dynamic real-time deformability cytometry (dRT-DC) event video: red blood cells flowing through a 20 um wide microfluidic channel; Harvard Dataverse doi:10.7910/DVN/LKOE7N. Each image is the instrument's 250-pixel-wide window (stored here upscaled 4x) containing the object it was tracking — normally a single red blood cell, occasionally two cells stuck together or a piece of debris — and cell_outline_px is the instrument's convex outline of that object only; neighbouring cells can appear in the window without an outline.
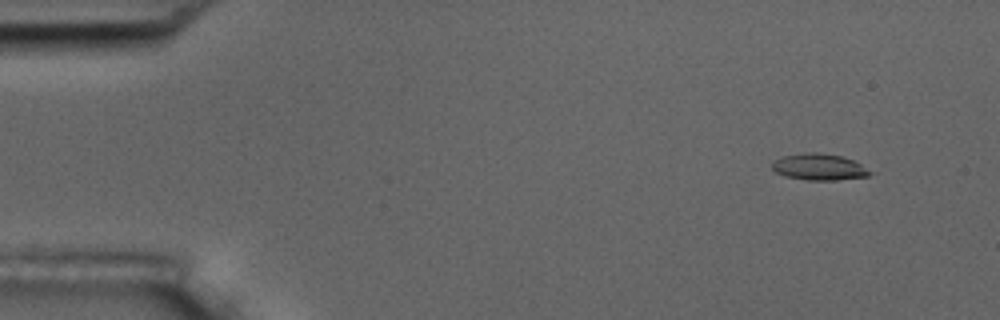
{"species": "common noctule bat (a hibernating species)", "species_latin": "Nyctalus noctula", "temperature_condition": "room temperature", "stored_images_in_passage": 21, "camera_frame_rate_fps": 3000, "um_per_image_px": 0.085, "animal": {"sex": "male", "body_mass_g": 17.5, "forearm_length_mm": 52.3}, "frame": {"image": 1, "passage_image": 5, "time_ms": 1.333, "image_size_px": [1000, 320], "cell_outline_px": [[876, 172], [868, 176], [836, 180], [808, 180], [784, 176], [776, 172], [772, 168], [772, 164], [776, 160], [784, 156], [812, 152], [816, 152], [840, 156], [852, 160]], "centroid_in_image_um": [69.67, 14.21], "position_along_channel_um": 15.3, "area_um2": 14.91}}
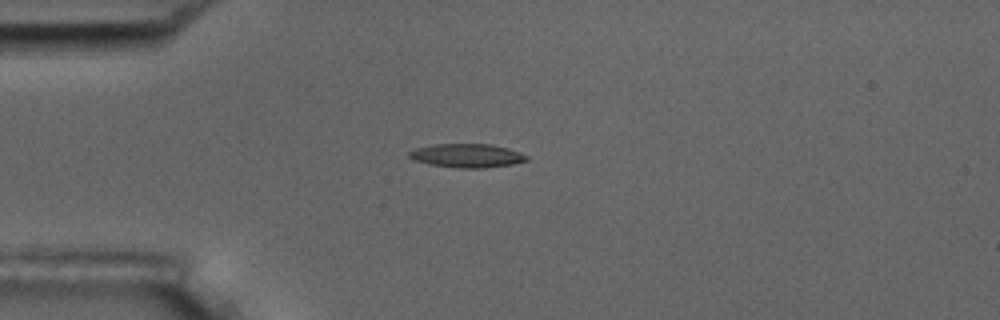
{"frame": {"image": 2, "passage_image": 15, "time_ms": 4.667, "image_size_px": [1000, 320], "cell_outline_px": [[528, 160], [512, 164], [484, 168], [460, 168], [428, 164], [416, 160], [408, 156], [408, 152], [416, 148], [432, 144], [492, 144], [508, 148], [520, 152], [528, 156]], "centroid_in_image_um": [39.7, 13.22], "position_along_channel_um": 45.3, "area_um2": 16.24}}